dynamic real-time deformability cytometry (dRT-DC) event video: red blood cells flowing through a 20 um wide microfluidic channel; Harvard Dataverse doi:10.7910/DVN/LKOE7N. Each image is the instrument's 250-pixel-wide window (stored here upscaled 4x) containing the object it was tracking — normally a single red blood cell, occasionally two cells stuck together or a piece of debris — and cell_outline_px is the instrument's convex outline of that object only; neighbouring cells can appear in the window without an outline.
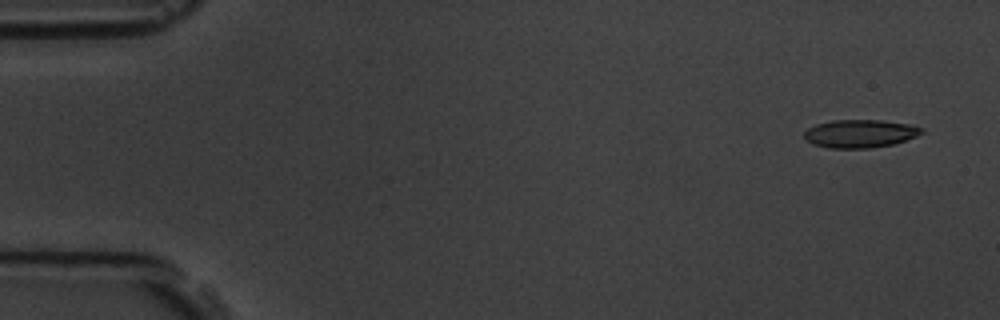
{"species": "common noctule bat (a hibernating species)", "species_latin": "Nyctalus noctula", "temperature_condition": "room temperature", "stored_images_in_passage": 6, "camera_frame_rate_fps": 3000, "um_per_image_px": 0.085, "animal": {"sex": "male", "body_mass_g": 19.5, "forearm_length_mm": 54.6}, "frame": {"image": 1, "passage_image": 1, "time_ms": 0.0, "image_size_px": [1000, 320], "cell_outline_px": [[924, 132], [916, 136], [892, 144], [868, 148], [828, 148], [812, 144], [804, 140], [804, 132], [808, 128], [816, 124], [832, 120], [880, 120], [912, 124], [924, 128]], "centroid_in_image_um": [73.08, 11.35], "position_along_channel_um": 11.9, "area_um2": 19.31}}